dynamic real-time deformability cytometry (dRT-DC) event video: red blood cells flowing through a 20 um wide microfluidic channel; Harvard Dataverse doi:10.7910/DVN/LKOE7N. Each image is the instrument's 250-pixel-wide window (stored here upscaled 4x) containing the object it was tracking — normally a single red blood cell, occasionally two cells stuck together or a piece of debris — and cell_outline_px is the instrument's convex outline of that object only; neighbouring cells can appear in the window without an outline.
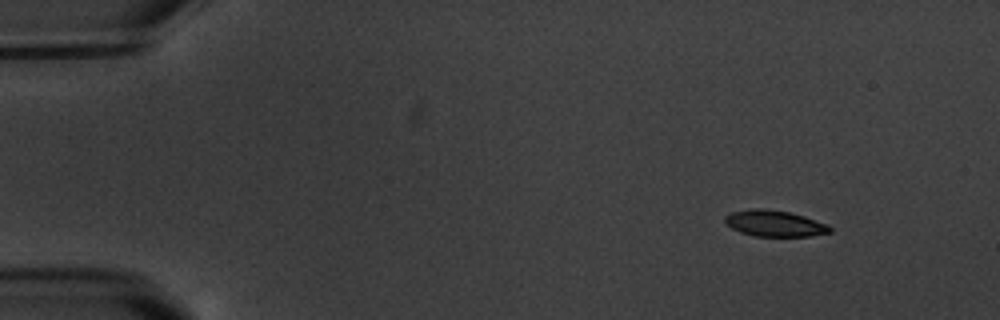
{"species": "common noctule bat (a hibernating species)", "species_latin": "Nyctalus noctula", "temperature_condition": "warm", "stored_images_in_passage": 10, "camera_frame_rate_fps": 3000, "um_per_image_px": 0.085, "animal": {"sex": "male", "body_mass_g": 20.1, "forearm_length_mm": 53.5}, "frame": {"image": 1, "passage_image": 1, "time_ms": 0.0, "image_size_px": [1000, 320], "cell_outline_px": [[832, 232], [812, 236], [756, 236], [740, 232], [732, 228], [724, 220], [724, 216], [732, 212], [756, 208], [760, 208], [788, 212], [804, 216], [828, 224], [832, 228]], "centroid_in_image_um": [65.87, 19.0], "position_along_channel_um": 19.1, "area_um2": 15.9}}
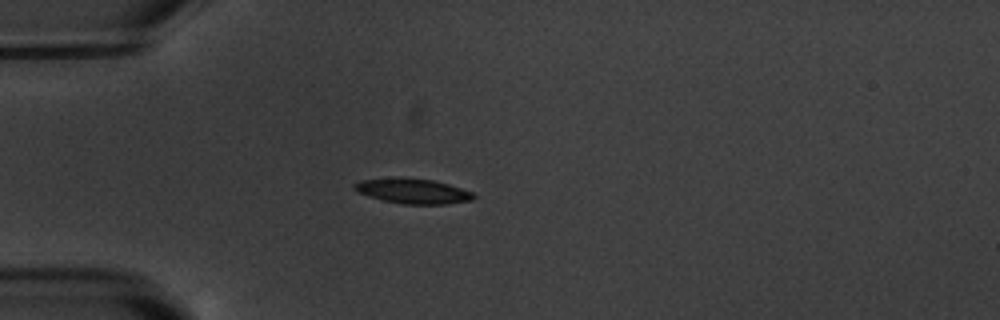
{"frame": {"image": 2, "passage_image": 4, "time_ms": 3.333, "image_size_px": [1000, 320], "cell_outline_px": [[476, 196], [472, 200], [444, 204], [400, 204], [368, 196], [356, 192], [352, 188], [352, 184], [360, 180], [400, 176], [432, 180], [448, 184], [472, 192]], "centroid_in_image_um": [35.02, 16.22], "position_along_channel_um": 50.0, "area_um2": 17.63}}
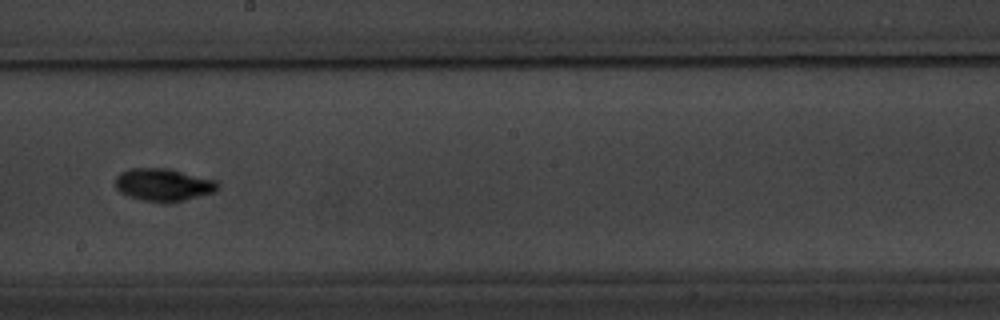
{"frame": {"image": 3, "passage_image": 9, "time_ms": 9.0, "image_size_px": [1000, 320], "cell_outline_px": [[220, 188], [216, 192], [184, 200], [140, 200], [128, 196], [120, 192], [116, 188], [116, 176], [120, 172], [132, 168], [164, 168], [216, 180], [220, 184]], "centroid_in_image_um": [13.9, 15.68], "position_along_channel_um": 234.3, "area_um2": 19.02}}